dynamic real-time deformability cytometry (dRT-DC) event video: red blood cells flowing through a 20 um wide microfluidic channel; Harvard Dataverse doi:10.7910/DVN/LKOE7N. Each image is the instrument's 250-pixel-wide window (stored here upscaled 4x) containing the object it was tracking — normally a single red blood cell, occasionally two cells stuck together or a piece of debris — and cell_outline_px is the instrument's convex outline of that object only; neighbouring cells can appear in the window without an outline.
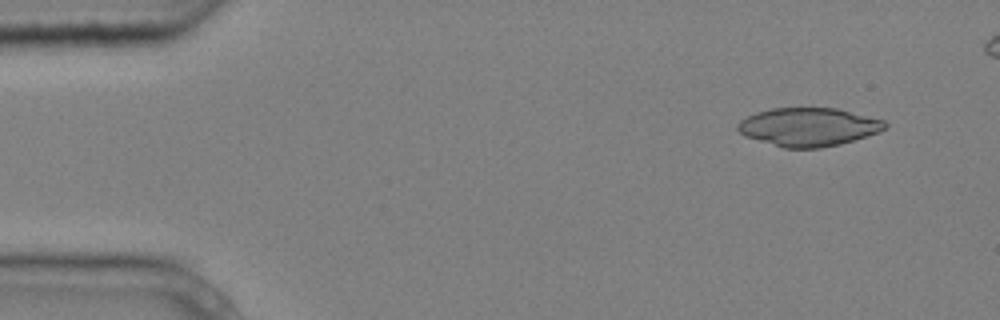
{"species": "common noctule bat (a hibernating species)", "species_latin": "Nyctalus noctula", "temperature_condition": "cold", "stored_images_in_passage": 5, "camera_frame_rate_fps": 3000, "um_per_image_px": 0.085, "animal": {"sex": "male", "body_mass_g": 20.4}, "frame": {"image": 1, "passage_image": 1, "time_ms": 0.0, "image_size_px": [1000, 320], "cell_outline_px": [[888, 128], [880, 132], [840, 144], [820, 148], [784, 148], [744, 136], [736, 128], [736, 124], [740, 120], [756, 112], [772, 108], [836, 108], [884, 120], [888, 124]], "centroid_in_image_um": [68.73, 10.79], "position_along_channel_um": 16.3, "area_um2": 33.0}}